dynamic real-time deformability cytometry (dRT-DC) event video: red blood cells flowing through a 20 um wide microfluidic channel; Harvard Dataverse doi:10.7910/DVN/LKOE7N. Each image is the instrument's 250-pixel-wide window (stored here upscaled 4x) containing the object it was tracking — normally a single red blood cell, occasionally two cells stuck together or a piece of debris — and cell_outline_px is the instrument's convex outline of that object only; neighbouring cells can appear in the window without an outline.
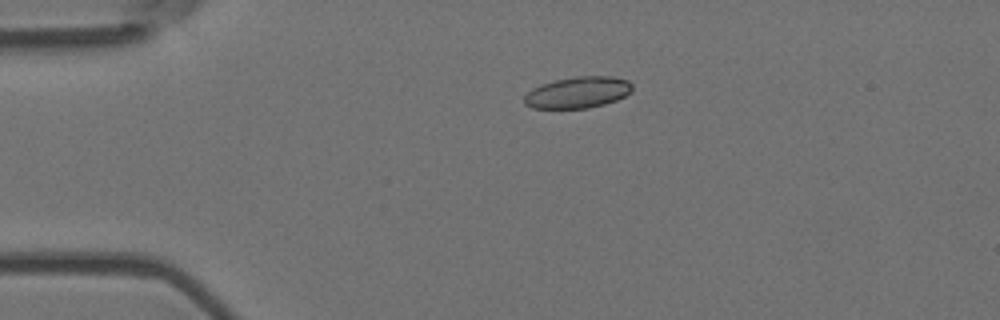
{"species": "Egyptian fruit bat (a non-hibernating species)", "species_latin": "Rousettus aegyptiacus", "temperature_condition": "room temperature", "stored_images_in_passage": 5, "camera_frame_rate_fps": 3000, "um_per_image_px": 0.085, "animal": {"sex": "female"}, "frame": {"image": 1, "passage_image": 4, "time_ms": 1.0, "image_size_px": [1000, 320], "cell_outline_px": [[632, 92], [616, 100], [604, 104], [588, 108], [532, 108], [524, 104], [524, 96], [532, 88], [540, 84], [556, 80], [576, 76], [612, 76], [628, 80], [632, 84]], "centroid_in_image_um": [49.12, 7.85], "position_along_channel_um": 35.9, "area_um2": 19.83}}